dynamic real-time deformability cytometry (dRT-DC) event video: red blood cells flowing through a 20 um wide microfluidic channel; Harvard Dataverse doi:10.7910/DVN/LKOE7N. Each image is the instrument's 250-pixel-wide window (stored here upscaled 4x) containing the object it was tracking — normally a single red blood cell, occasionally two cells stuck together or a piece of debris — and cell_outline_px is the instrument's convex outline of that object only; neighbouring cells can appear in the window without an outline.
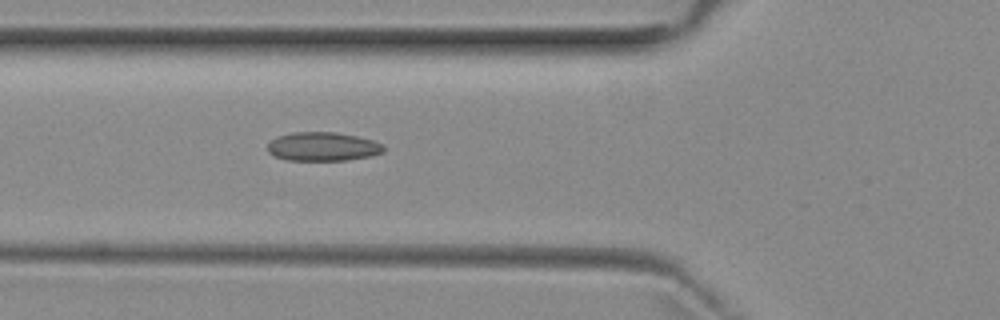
{"species": "common noctule bat (a hibernating species)", "species_latin": "Nyctalus noctula", "temperature_condition": "room temperature", "stored_images_in_passage": 6, "camera_frame_rate_fps": 3000, "um_per_image_px": 0.085, "animal": {"sex": "female", "body_mass_g": 29.2, "forearm_length_mm": 56.3}, "frame": {"image": 1, "passage_image": 6, "time_ms": 5.667, "image_size_px": [1000, 320], "cell_outline_px": [[384, 152], [372, 156], [348, 160], [284, 160], [268, 152], [268, 144], [276, 136], [292, 132], [336, 132], [356, 136], [372, 140], [384, 144]], "centroid_in_image_um": [27.45, 12.46], "position_along_channel_um": 98.3, "area_um2": 19.59}}